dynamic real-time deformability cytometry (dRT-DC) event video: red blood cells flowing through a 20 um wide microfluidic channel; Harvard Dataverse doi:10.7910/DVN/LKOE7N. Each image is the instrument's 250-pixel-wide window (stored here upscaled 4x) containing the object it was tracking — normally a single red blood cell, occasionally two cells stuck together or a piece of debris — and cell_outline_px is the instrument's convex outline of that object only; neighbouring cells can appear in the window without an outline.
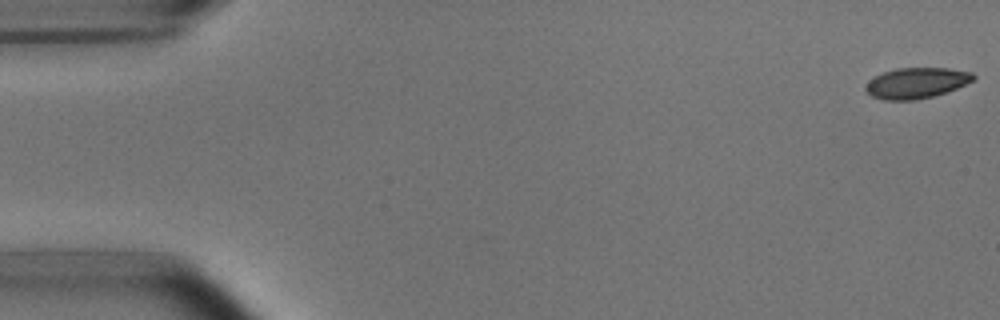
{"species": "common noctule bat (a hibernating species)", "species_latin": "Nyctalus noctula", "temperature_condition": "room temperature", "stored_images_in_passage": 18, "camera_frame_rate_fps": 3000, "um_per_image_px": 0.085, "animal": {"sex": "male", "body_mass_g": 15.6}, "frame": {"image": 1, "passage_image": 1, "time_ms": 0.0, "image_size_px": [1000, 320], "cell_outline_px": [[976, 76], [972, 80], [956, 88], [932, 96], [916, 100], [884, 100], [872, 96], [864, 88], [876, 76], [884, 72], [896, 68], [948, 68], [972, 72]], "centroid_in_image_um": [77.9, 7.05], "position_along_channel_um": 7.1, "area_um2": 18.9}}
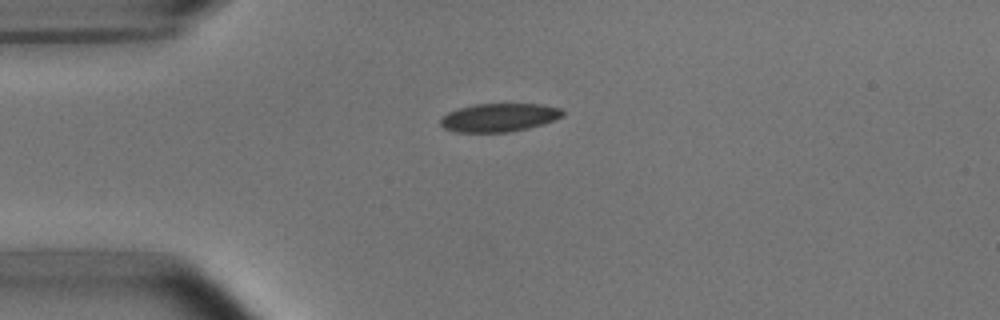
{"frame": {"image": 2, "passage_image": 13, "time_ms": 4.0, "image_size_px": [1000, 320], "cell_outline_px": [[564, 116], [544, 124], [528, 128], [508, 132], [456, 132], [444, 128], [440, 124], [440, 120], [448, 112], [456, 108], [476, 104], [544, 104], [560, 108], [564, 112]], "centroid_in_image_um": [42.44, 9.98], "position_along_channel_um": 42.6, "area_um2": 20.29}}
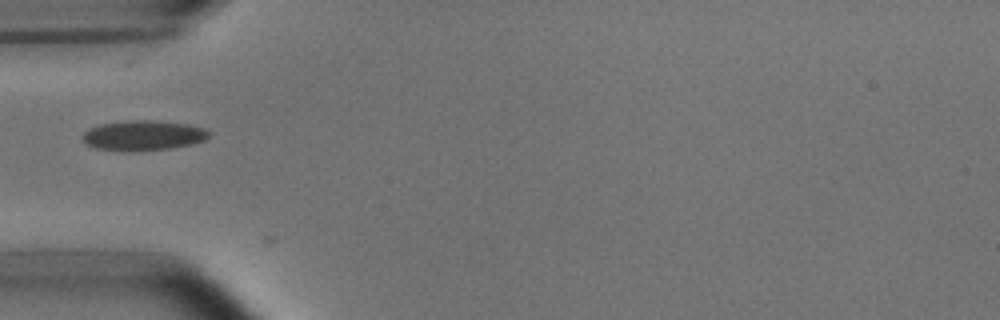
{"frame": {"image": 3, "passage_image": 17, "time_ms": 5.333, "image_size_px": [1000, 320], "cell_outline_px": [[208, 136], [204, 140], [188, 144], [168, 148], [96, 148], [88, 144], [80, 136], [88, 128], [100, 124], [128, 120], [148, 120], [188, 124], [204, 128], [208, 132]], "centroid_in_image_um": [12.15, 11.45], "position_along_channel_um": 72.8, "area_um2": 20.87}}